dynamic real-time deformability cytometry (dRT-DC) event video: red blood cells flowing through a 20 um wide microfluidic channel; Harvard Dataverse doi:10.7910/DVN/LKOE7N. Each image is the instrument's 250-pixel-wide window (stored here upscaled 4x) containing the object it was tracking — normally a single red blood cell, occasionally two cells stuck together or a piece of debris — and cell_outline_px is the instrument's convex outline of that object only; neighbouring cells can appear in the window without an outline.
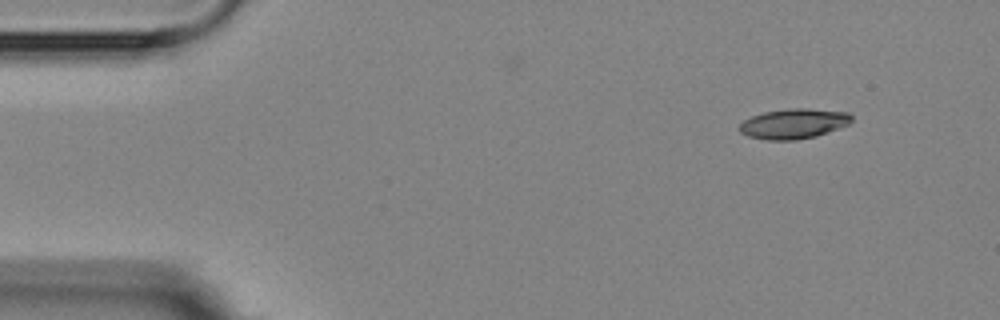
{"species": "Egyptian fruit bat (a non-hibernating species)", "species_latin": "Rousettus aegyptiacus", "temperature_condition": "room temperature", "stored_images_in_passage": 5, "segment_of_instrument_passage": [2, 2], "camera_frame_rate_fps": 3000, "um_per_image_px": 0.085, "animal": {"sex": "female"}, "frame": {"image": 1, "passage_image": 5, "time_ms": 4.667, "image_size_px": [1000, 320], "cell_outline_px": [[852, 120], [848, 124], [816, 136], [796, 140], [768, 140], [748, 136], [740, 132], [740, 124], [744, 120], [752, 116], [764, 112], [788, 108], [808, 108], [848, 112], [852, 116]], "centroid_in_image_um": [67.46, 10.5], "position_along_channel_um": 17.5, "area_um2": 19.54}}